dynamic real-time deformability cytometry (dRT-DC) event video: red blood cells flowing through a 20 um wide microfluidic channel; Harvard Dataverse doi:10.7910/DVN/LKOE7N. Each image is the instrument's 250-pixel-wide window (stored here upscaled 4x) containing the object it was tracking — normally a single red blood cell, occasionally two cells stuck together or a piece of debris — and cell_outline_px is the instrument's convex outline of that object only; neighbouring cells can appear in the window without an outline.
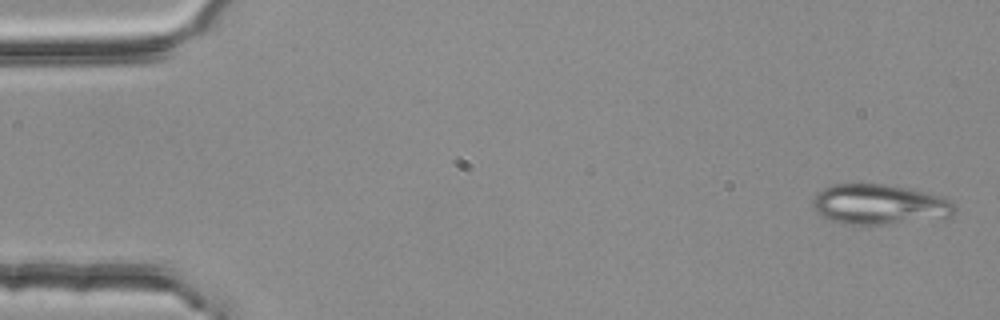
{"species": "common noctule bat (a hibernating species)", "species_latin": "Nyctalus noctula", "temperature_condition": "room temperature", "stored_images_in_passage": 4, "camera_frame_rate_fps": 3000, "um_per_image_px": 0.085, "animal": {"sex": "female", "body_mass_g": 25.1}, "frame": {"image": 1, "passage_image": 1, "time_ms": 0.0, "image_size_px": [1000, 320], "cell_outline_px": [[956, 212], [952, 216], [944, 220], [884, 224], [844, 224], [820, 216], [816, 212], [812, 204], [812, 200], [824, 188], [832, 184], [884, 184], [924, 192], [948, 200], [956, 208]], "centroid_in_image_um": [74.78, 17.41], "position_along_channel_um": 10.2, "area_um2": 33.29}}